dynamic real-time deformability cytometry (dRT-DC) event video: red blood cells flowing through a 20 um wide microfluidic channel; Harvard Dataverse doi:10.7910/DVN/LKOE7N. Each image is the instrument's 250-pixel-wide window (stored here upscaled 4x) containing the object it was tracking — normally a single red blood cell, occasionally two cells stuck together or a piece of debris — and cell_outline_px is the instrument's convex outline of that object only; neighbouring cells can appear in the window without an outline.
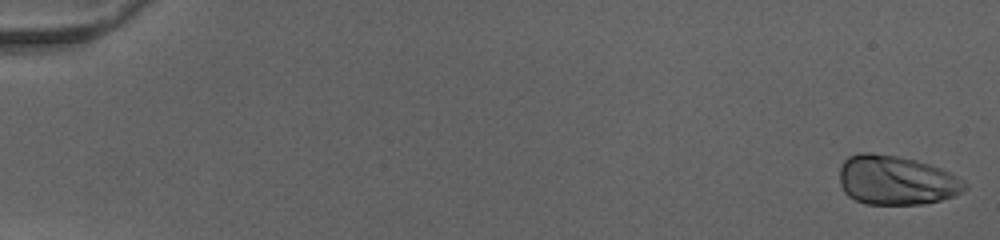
{"species": "human", "species_latin": "Homo sapiens", "temperature_condition": "cold", "stored_images_in_passage": 51, "camera_frame_rate_fps": 3000, "um_per_image_px": 0.085, "donor": {"sex": "female"}, "frame": {"image": 1, "passage_image": 1, "time_ms": 0.0, "image_size_px": [1000, 240], "cell_outline_px": [[968, 188], [952, 196], [940, 200], [924, 204], [868, 204], [856, 200], [848, 196], [844, 192], [840, 184], [840, 164], [848, 156], [860, 152], [872, 152], [896, 156], [916, 160], [940, 168], [964, 180], [968, 184]], "centroid_in_image_um": [76.15, 15.31], "position_along_channel_um": 8.8, "area_um2": 36.07}}
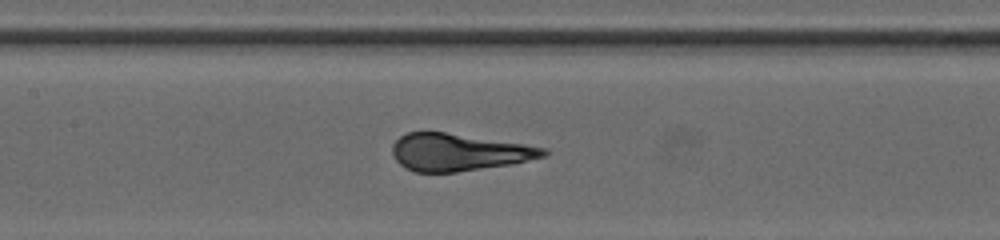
{"frame": {"image": 2, "passage_image": 26, "time_ms": 8.333, "image_size_px": [1000, 240], "cell_outline_px": [[548, 156], [512, 164], [456, 172], [416, 172], [400, 164], [392, 156], [392, 144], [400, 136], [408, 132], [444, 132], [524, 144], [548, 148]], "centroid_in_image_um": [39.0, 12.94], "position_along_channel_um": 168.4, "area_um2": 32.71}}
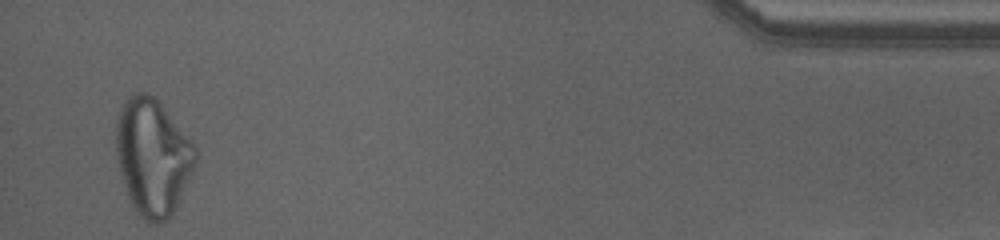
{"frame": {"image": 3, "passage_image": 50, "time_ms": 16.333, "image_size_px": [1000, 240], "cell_outline_px": [[196, 160], [192, 172], [176, 208], [168, 220], [160, 224], [148, 224], [132, 208], [120, 172], [116, 152], [116, 124], [120, 112], [128, 96], [132, 92], [148, 92], [160, 104], [196, 148]], "centroid_in_image_um": [12.96, 13.4], "position_along_channel_um": 422.2, "area_um2": 53.47}, "authors_computed_cell_mechanics": {"area_um2": 33.9864, "velocity_mm_per_s": 4.03, "shape_relaxation_time_tau1_ms": 5.608, "shape_relaxation_time_tau2_ms": null, "deformation_change_tau1": 0.2226, "deformation_change_tau2": null}}